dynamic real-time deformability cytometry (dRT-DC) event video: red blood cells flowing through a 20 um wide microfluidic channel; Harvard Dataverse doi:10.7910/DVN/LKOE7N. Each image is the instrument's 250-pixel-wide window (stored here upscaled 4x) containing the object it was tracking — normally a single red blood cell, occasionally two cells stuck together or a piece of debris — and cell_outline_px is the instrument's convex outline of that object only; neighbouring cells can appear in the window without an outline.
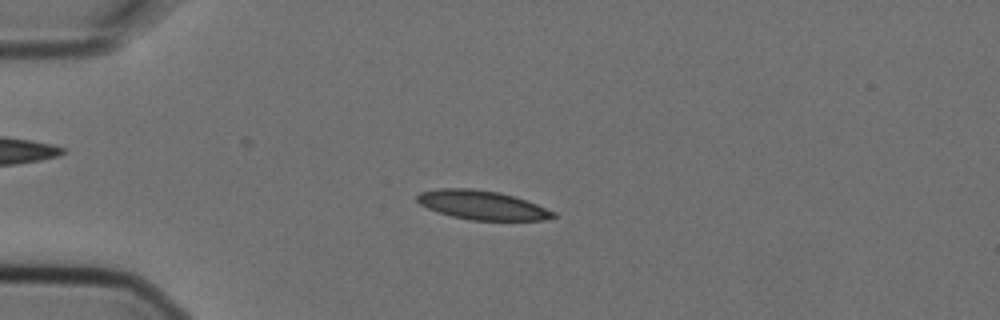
{"species": "Egyptian fruit bat (a non-hibernating species)", "species_latin": "Rousettus aegyptiacus", "temperature_condition": "cold", "stored_images_in_passage": 2, "camera_frame_rate_fps": 3000, "um_per_image_px": 0.085, "animal": {"sex": "female"}, "frame": {"image": 1, "passage_image": 1, "time_ms": 0.0, "image_size_px": [1000, 320], "cell_outline_px": [[556, 216], [544, 220], [468, 220], [436, 212], [420, 204], [416, 200], [416, 196], [420, 192], [440, 188], [472, 188], [500, 192], [536, 204], [556, 212]], "centroid_in_image_um": [40.94, 17.43], "position_along_channel_um": 44.1, "area_um2": 23.0}}